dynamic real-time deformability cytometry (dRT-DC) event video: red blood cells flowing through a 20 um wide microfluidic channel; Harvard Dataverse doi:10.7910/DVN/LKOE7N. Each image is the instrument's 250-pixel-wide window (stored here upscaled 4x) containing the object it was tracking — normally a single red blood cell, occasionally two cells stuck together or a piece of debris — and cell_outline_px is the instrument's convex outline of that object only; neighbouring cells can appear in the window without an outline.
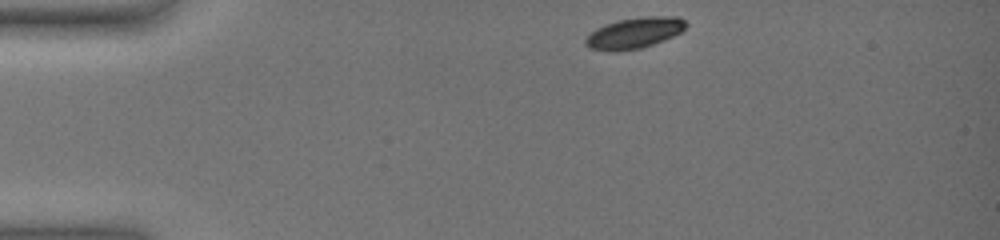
{"species": "common noctule bat (a hibernating species)", "species_latin": "Nyctalus noctula", "temperature_condition": "warm", "stored_images_in_passage": 43, "camera_frame_rate_fps": 3000, "um_per_image_px": 0.085, "animal": {"sex": "female", "body_mass_g": 19.0, "forearm_length_mm": 51.5}, "frame": {"image": 1, "passage_image": 1, "time_ms": 0.0, "image_size_px": [1000, 240], "cell_outline_px": [[688, 24], [680, 32], [664, 40], [640, 48], [616, 52], [608, 52], [588, 48], [584, 44], [584, 40], [596, 28], [604, 24], [620, 20], [644, 16], [676, 16], [684, 20]], "centroid_in_image_um": [53.88, 2.81], "position_along_channel_um": 31.1, "area_um2": 18.15}}
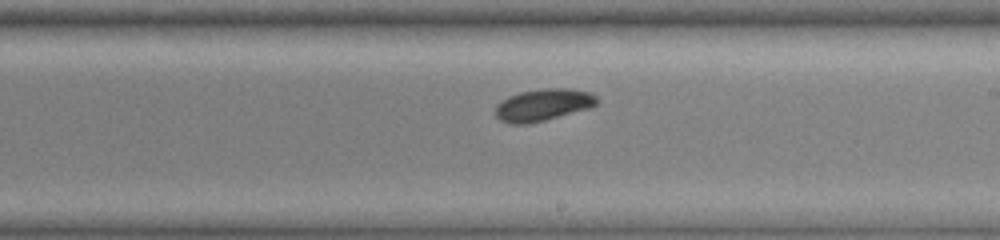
{"frame": {"image": 2, "passage_image": 25, "time_ms": 8.0, "image_size_px": [1000, 240], "cell_outline_px": [[596, 104], [588, 108], [544, 120], [528, 124], [512, 124], [500, 120], [496, 116], [496, 104], [500, 100], [508, 96], [520, 92], [544, 88], [572, 88], [592, 92], [596, 96]], "centroid_in_image_um": [46.14, 8.9], "position_along_channel_um": 242.9, "area_um2": 18.9}}
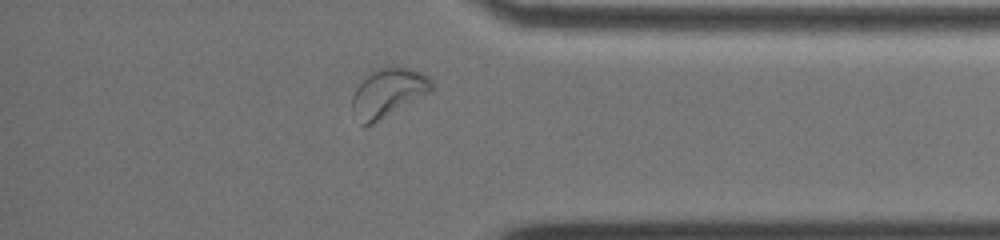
{"frame": {"image": 3, "passage_image": 39, "time_ms": 12.667, "image_size_px": [1000, 240], "cell_outline_px": [[436, 88], [432, 92], [372, 124], [364, 124], [352, 108], [352, 96], [356, 88], [372, 72], [388, 64], [396, 64], [412, 68], [428, 76], [436, 84]], "centroid_in_image_um": [33.1, 7.81], "position_along_channel_um": 402.1, "area_um2": 22.6}}